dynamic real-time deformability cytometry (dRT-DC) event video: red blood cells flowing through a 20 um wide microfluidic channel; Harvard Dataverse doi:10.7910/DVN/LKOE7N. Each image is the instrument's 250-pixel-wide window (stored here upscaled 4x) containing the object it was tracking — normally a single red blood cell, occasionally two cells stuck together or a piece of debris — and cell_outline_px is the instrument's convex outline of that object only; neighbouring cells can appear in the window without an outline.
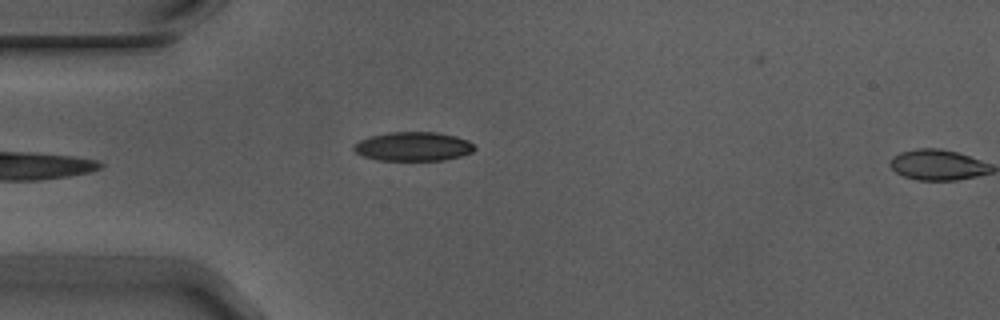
{"species": "Egyptian fruit bat (a non-hibernating species)", "species_latin": "Rousettus aegyptiacus", "temperature_condition": "warm", "stored_images_in_passage": 6, "camera_frame_rate_fps": 3000, "um_per_image_px": 0.085, "animal": {"sex": "male"}, "frame": {"image": 1, "passage_image": 6, "time_ms": 1.667, "image_size_px": [1000, 320], "cell_outline_px": [[476, 148], [472, 152], [460, 156], [444, 160], [376, 160], [364, 156], [356, 152], [352, 148], [352, 144], [360, 140], [372, 136], [392, 132], [436, 132], [456, 136], [468, 140]], "centroid_in_image_um": [35.12, 12.45], "position_along_channel_um": 49.9, "area_um2": 20.35}}